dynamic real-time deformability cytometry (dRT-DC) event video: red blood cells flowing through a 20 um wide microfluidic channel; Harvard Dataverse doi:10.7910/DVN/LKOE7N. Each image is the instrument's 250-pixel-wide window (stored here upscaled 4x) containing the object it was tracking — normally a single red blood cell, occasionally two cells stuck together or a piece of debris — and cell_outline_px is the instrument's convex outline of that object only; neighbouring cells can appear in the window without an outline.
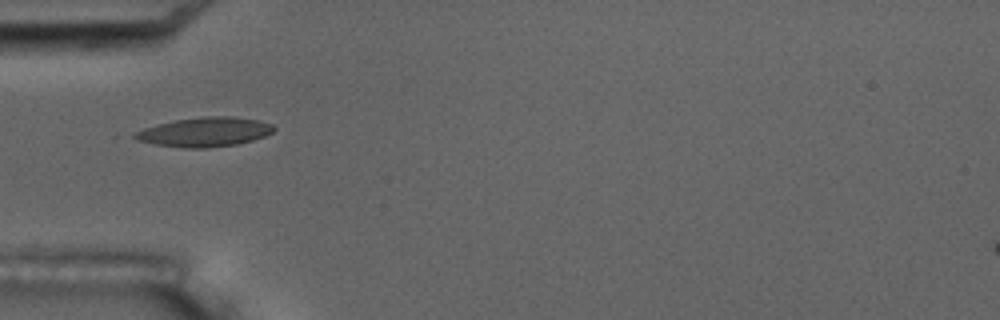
{"species": "common noctule bat (a hibernating species)", "species_latin": "Nyctalus noctula", "temperature_condition": "room temperature", "stored_images_in_passage": 8, "camera_frame_rate_fps": 3000, "um_per_image_px": 0.085, "animal": {"sex": "male", "body_mass_g": 17.5, "forearm_length_mm": 52.3}, "frame": {"image": 1, "passage_image": 4, "time_ms": 4.333, "image_size_px": [1000, 320], "cell_outline_px": [[276, 128], [272, 132], [264, 136], [252, 140], [236, 144], [208, 148], [184, 148], [156, 144], [136, 140], [128, 136], [144, 128], [156, 124], [176, 120], [200, 116], [232, 116], [260, 120], [272, 124]], "centroid_in_image_um": [17.38, 11.21], "position_along_channel_um": 67.6, "area_um2": 23.93}}
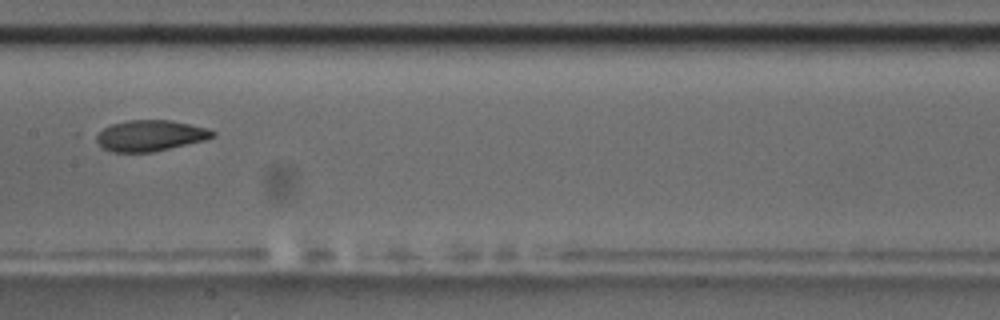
{"frame": {"image": 2, "passage_image": 7, "time_ms": 8.0, "image_size_px": [1000, 320], "cell_outline_px": [[216, 136], [204, 140], [152, 152], [112, 152], [104, 148], [92, 136], [104, 128], [112, 124], [128, 120], [172, 120], [208, 128], [216, 132]], "centroid_in_image_um": [12.76, 11.52], "position_along_channel_um": 194.6, "area_um2": 20.98}}